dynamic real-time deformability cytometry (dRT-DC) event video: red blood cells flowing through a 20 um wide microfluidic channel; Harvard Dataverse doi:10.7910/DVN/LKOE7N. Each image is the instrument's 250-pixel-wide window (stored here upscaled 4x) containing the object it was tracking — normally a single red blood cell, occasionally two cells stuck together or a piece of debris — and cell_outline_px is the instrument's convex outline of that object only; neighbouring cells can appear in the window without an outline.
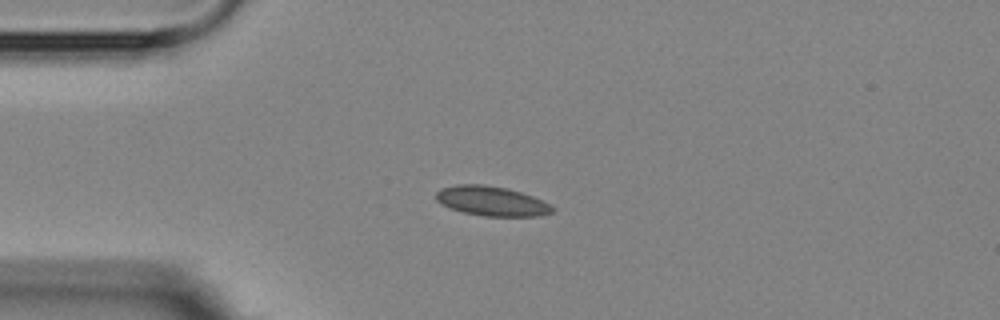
{"species": "Egyptian fruit bat (a non-hibernating species)", "species_latin": "Rousettus aegyptiacus", "temperature_condition": "room temperature", "stored_images_in_passage": 13, "camera_frame_rate_fps": 3000, "um_per_image_px": 0.085, "animal": {"sex": "female"}, "frame": {"image": 1, "passage_image": 2, "time_ms": 2.0, "image_size_px": [1000, 320], "cell_outline_px": [[556, 208], [552, 212], [540, 216], [484, 216], [464, 212], [448, 208], [440, 204], [436, 200], [436, 192], [440, 188], [456, 184], [484, 184], [508, 188], [544, 200], [552, 204]], "centroid_in_image_um": [41.79, 17.08], "position_along_channel_um": 43.2, "area_um2": 20.4}}
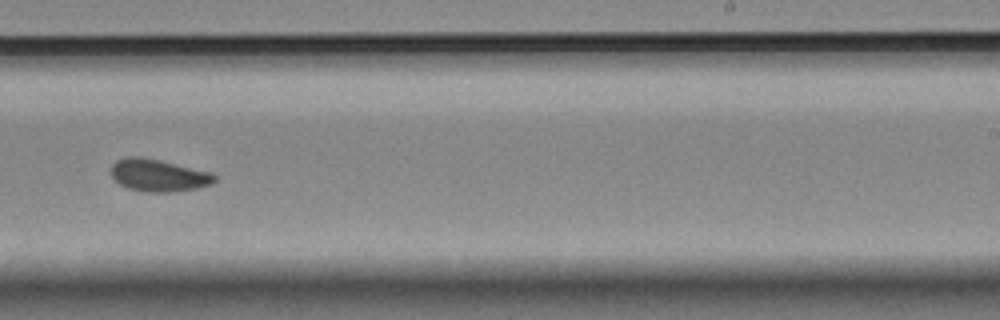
{"frame": {"image": 2, "passage_image": 8, "time_ms": 9.0, "image_size_px": [1000, 320], "cell_outline_px": [[216, 180], [212, 184], [196, 188], [172, 192], [148, 192], [128, 188], [120, 184], [112, 176], [112, 164], [116, 160], [128, 156], [140, 156], [160, 160], [212, 172], [216, 176]], "centroid_in_image_um": [13.49, 14.89], "position_along_channel_um": 275.5, "area_um2": 19.48}}
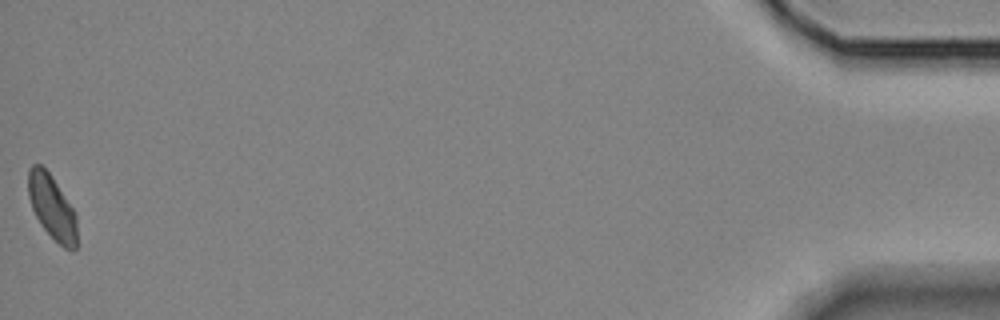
{"frame": {"image": 3, "passage_image": 13, "time_ms": 16.0, "image_size_px": [1000, 320], "cell_outline_px": [[76, 248], [64, 248], [40, 224], [32, 208], [28, 196], [28, 168], [32, 164], [40, 164], [52, 176], [76, 212]], "centroid_in_image_um": [4.4, 17.56], "position_along_channel_um": 430.8, "area_um2": 18.09}, "authors_computed_cell_mechanics": {"area_um2": 18.9584, "velocity_mm_per_s": 3.5946, "shape_relaxation_time_tau1_ms": 11.1729, "shape_relaxation_time_tau2_ms": 2.1286, "deformation_change_tau1": 0.1442, "deformation_change_tau2": 0.058}}